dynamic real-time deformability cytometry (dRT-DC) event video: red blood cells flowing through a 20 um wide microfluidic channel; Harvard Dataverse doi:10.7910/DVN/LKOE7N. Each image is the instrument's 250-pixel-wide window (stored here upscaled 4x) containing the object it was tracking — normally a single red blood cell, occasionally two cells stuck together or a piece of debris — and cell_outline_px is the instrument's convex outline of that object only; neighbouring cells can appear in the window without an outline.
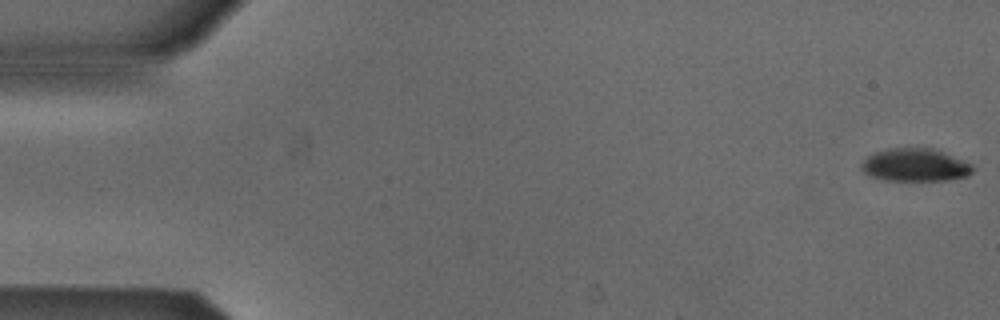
{"species": "Egyptian fruit bat (a non-hibernating species)", "species_latin": "Rousettus aegyptiacus", "temperature_condition": "cold", "stored_images_in_passage": 9, "camera_frame_rate_fps": 3000, "um_per_image_px": 0.085, "animal": {"sex": "male"}, "frame": {"image": 1, "passage_image": 1, "time_ms": 0.0, "image_size_px": [1000, 320], "cell_outline_px": [[976, 168], [968, 176], [948, 180], [884, 180], [868, 176], [860, 168], [860, 164], [868, 156], [876, 152], [888, 148], [928, 148], [964, 160], [972, 164]], "centroid_in_image_um": [77.77, 14.04], "position_along_channel_um": 7.2, "area_um2": 21.27}}